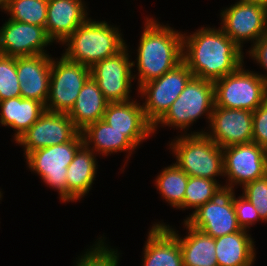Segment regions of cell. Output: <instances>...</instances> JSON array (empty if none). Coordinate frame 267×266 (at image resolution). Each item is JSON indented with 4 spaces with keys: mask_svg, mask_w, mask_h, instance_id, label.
I'll return each instance as SVG.
<instances>
[{
    "mask_svg": "<svg viewBox=\"0 0 267 266\" xmlns=\"http://www.w3.org/2000/svg\"><path fill=\"white\" fill-rule=\"evenodd\" d=\"M11 0H0V9L5 10Z\"/></svg>",
    "mask_w": 267,
    "mask_h": 266,
    "instance_id": "obj_37",
    "label": "cell"
},
{
    "mask_svg": "<svg viewBox=\"0 0 267 266\" xmlns=\"http://www.w3.org/2000/svg\"><path fill=\"white\" fill-rule=\"evenodd\" d=\"M51 54L16 58V70L22 98L43 103L49 96Z\"/></svg>",
    "mask_w": 267,
    "mask_h": 266,
    "instance_id": "obj_18",
    "label": "cell"
},
{
    "mask_svg": "<svg viewBox=\"0 0 267 266\" xmlns=\"http://www.w3.org/2000/svg\"><path fill=\"white\" fill-rule=\"evenodd\" d=\"M147 236L142 266H183L179 241L163 224H153Z\"/></svg>",
    "mask_w": 267,
    "mask_h": 266,
    "instance_id": "obj_20",
    "label": "cell"
},
{
    "mask_svg": "<svg viewBox=\"0 0 267 266\" xmlns=\"http://www.w3.org/2000/svg\"><path fill=\"white\" fill-rule=\"evenodd\" d=\"M108 103L97 82L90 77L80 90L73 108L67 114L75 128L81 132L90 124L103 118Z\"/></svg>",
    "mask_w": 267,
    "mask_h": 266,
    "instance_id": "obj_26",
    "label": "cell"
},
{
    "mask_svg": "<svg viewBox=\"0 0 267 266\" xmlns=\"http://www.w3.org/2000/svg\"><path fill=\"white\" fill-rule=\"evenodd\" d=\"M220 18V28L241 49L248 41L254 45L267 31V8L259 4L237 0L221 10Z\"/></svg>",
    "mask_w": 267,
    "mask_h": 266,
    "instance_id": "obj_11",
    "label": "cell"
},
{
    "mask_svg": "<svg viewBox=\"0 0 267 266\" xmlns=\"http://www.w3.org/2000/svg\"><path fill=\"white\" fill-rule=\"evenodd\" d=\"M96 244L90 246L83 255L79 256L75 266H118L119 254L117 249L108 247L105 237L98 238ZM104 239V240H103Z\"/></svg>",
    "mask_w": 267,
    "mask_h": 266,
    "instance_id": "obj_30",
    "label": "cell"
},
{
    "mask_svg": "<svg viewBox=\"0 0 267 266\" xmlns=\"http://www.w3.org/2000/svg\"><path fill=\"white\" fill-rule=\"evenodd\" d=\"M234 190L232 191V202L235 208L238 224L243 230L250 229L258 221H262L258 215L255 206L243 195L235 197ZM249 228V229H248Z\"/></svg>",
    "mask_w": 267,
    "mask_h": 266,
    "instance_id": "obj_33",
    "label": "cell"
},
{
    "mask_svg": "<svg viewBox=\"0 0 267 266\" xmlns=\"http://www.w3.org/2000/svg\"><path fill=\"white\" fill-rule=\"evenodd\" d=\"M83 145L79 132L69 142L37 149L25 157L27 167L38 174L46 186L57 190L63 203L67 202V167Z\"/></svg>",
    "mask_w": 267,
    "mask_h": 266,
    "instance_id": "obj_6",
    "label": "cell"
},
{
    "mask_svg": "<svg viewBox=\"0 0 267 266\" xmlns=\"http://www.w3.org/2000/svg\"><path fill=\"white\" fill-rule=\"evenodd\" d=\"M253 112L214 106L205 134L219 147L251 143L253 139Z\"/></svg>",
    "mask_w": 267,
    "mask_h": 266,
    "instance_id": "obj_15",
    "label": "cell"
},
{
    "mask_svg": "<svg viewBox=\"0 0 267 266\" xmlns=\"http://www.w3.org/2000/svg\"><path fill=\"white\" fill-rule=\"evenodd\" d=\"M83 0H48L45 30L56 43L64 42L89 17Z\"/></svg>",
    "mask_w": 267,
    "mask_h": 266,
    "instance_id": "obj_19",
    "label": "cell"
},
{
    "mask_svg": "<svg viewBox=\"0 0 267 266\" xmlns=\"http://www.w3.org/2000/svg\"><path fill=\"white\" fill-rule=\"evenodd\" d=\"M53 41L44 27L7 19L0 27V54L29 57L49 54L44 49Z\"/></svg>",
    "mask_w": 267,
    "mask_h": 266,
    "instance_id": "obj_16",
    "label": "cell"
},
{
    "mask_svg": "<svg viewBox=\"0 0 267 266\" xmlns=\"http://www.w3.org/2000/svg\"><path fill=\"white\" fill-rule=\"evenodd\" d=\"M52 58L49 96L46 111L68 113L79 95L80 90L91 77L90 68L67 59ZM57 60V61H56Z\"/></svg>",
    "mask_w": 267,
    "mask_h": 266,
    "instance_id": "obj_8",
    "label": "cell"
},
{
    "mask_svg": "<svg viewBox=\"0 0 267 266\" xmlns=\"http://www.w3.org/2000/svg\"><path fill=\"white\" fill-rule=\"evenodd\" d=\"M222 150L224 177H227L224 189L233 191L234 186L243 187L267 174L265 149L257 143L234 145Z\"/></svg>",
    "mask_w": 267,
    "mask_h": 266,
    "instance_id": "obj_10",
    "label": "cell"
},
{
    "mask_svg": "<svg viewBox=\"0 0 267 266\" xmlns=\"http://www.w3.org/2000/svg\"><path fill=\"white\" fill-rule=\"evenodd\" d=\"M243 49L219 27L183 33V62L193 76L215 82L244 65Z\"/></svg>",
    "mask_w": 267,
    "mask_h": 266,
    "instance_id": "obj_1",
    "label": "cell"
},
{
    "mask_svg": "<svg viewBox=\"0 0 267 266\" xmlns=\"http://www.w3.org/2000/svg\"><path fill=\"white\" fill-rule=\"evenodd\" d=\"M0 109V124L11 127L15 131L14 141L46 111L43 103L21 96L0 101Z\"/></svg>",
    "mask_w": 267,
    "mask_h": 266,
    "instance_id": "obj_24",
    "label": "cell"
},
{
    "mask_svg": "<svg viewBox=\"0 0 267 266\" xmlns=\"http://www.w3.org/2000/svg\"><path fill=\"white\" fill-rule=\"evenodd\" d=\"M184 221L214 239L242 230L232 202V191L226 189L193 211Z\"/></svg>",
    "mask_w": 267,
    "mask_h": 266,
    "instance_id": "obj_13",
    "label": "cell"
},
{
    "mask_svg": "<svg viewBox=\"0 0 267 266\" xmlns=\"http://www.w3.org/2000/svg\"><path fill=\"white\" fill-rule=\"evenodd\" d=\"M16 58L0 54V101L20 97Z\"/></svg>",
    "mask_w": 267,
    "mask_h": 266,
    "instance_id": "obj_31",
    "label": "cell"
},
{
    "mask_svg": "<svg viewBox=\"0 0 267 266\" xmlns=\"http://www.w3.org/2000/svg\"><path fill=\"white\" fill-rule=\"evenodd\" d=\"M186 236L181 237L172 226L163 224L179 241L183 266H218L215 252V239L203 232L192 228L185 221Z\"/></svg>",
    "mask_w": 267,
    "mask_h": 266,
    "instance_id": "obj_21",
    "label": "cell"
},
{
    "mask_svg": "<svg viewBox=\"0 0 267 266\" xmlns=\"http://www.w3.org/2000/svg\"><path fill=\"white\" fill-rule=\"evenodd\" d=\"M2 194H3V193H2V191L0 190V200H1L2 196H3Z\"/></svg>",
    "mask_w": 267,
    "mask_h": 266,
    "instance_id": "obj_38",
    "label": "cell"
},
{
    "mask_svg": "<svg viewBox=\"0 0 267 266\" xmlns=\"http://www.w3.org/2000/svg\"><path fill=\"white\" fill-rule=\"evenodd\" d=\"M244 3L259 4L267 8V0H239Z\"/></svg>",
    "mask_w": 267,
    "mask_h": 266,
    "instance_id": "obj_36",
    "label": "cell"
},
{
    "mask_svg": "<svg viewBox=\"0 0 267 266\" xmlns=\"http://www.w3.org/2000/svg\"><path fill=\"white\" fill-rule=\"evenodd\" d=\"M214 106V82L193 76L167 112L153 125V133L157 131L160 124L161 127L179 128L187 134L189 126L204 114L210 124Z\"/></svg>",
    "mask_w": 267,
    "mask_h": 266,
    "instance_id": "obj_5",
    "label": "cell"
},
{
    "mask_svg": "<svg viewBox=\"0 0 267 266\" xmlns=\"http://www.w3.org/2000/svg\"><path fill=\"white\" fill-rule=\"evenodd\" d=\"M242 195L257 209L262 222H267V174L242 187Z\"/></svg>",
    "mask_w": 267,
    "mask_h": 266,
    "instance_id": "obj_32",
    "label": "cell"
},
{
    "mask_svg": "<svg viewBox=\"0 0 267 266\" xmlns=\"http://www.w3.org/2000/svg\"><path fill=\"white\" fill-rule=\"evenodd\" d=\"M249 231L241 230L215 238L218 266H253L256 260L255 242Z\"/></svg>",
    "mask_w": 267,
    "mask_h": 266,
    "instance_id": "obj_25",
    "label": "cell"
},
{
    "mask_svg": "<svg viewBox=\"0 0 267 266\" xmlns=\"http://www.w3.org/2000/svg\"><path fill=\"white\" fill-rule=\"evenodd\" d=\"M264 149H265V153H266V156H267V146Z\"/></svg>",
    "mask_w": 267,
    "mask_h": 266,
    "instance_id": "obj_39",
    "label": "cell"
},
{
    "mask_svg": "<svg viewBox=\"0 0 267 266\" xmlns=\"http://www.w3.org/2000/svg\"><path fill=\"white\" fill-rule=\"evenodd\" d=\"M113 26L89 17L61 43L67 46L63 55L91 68L95 63L118 54L128 45L119 27Z\"/></svg>",
    "mask_w": 267,
    "mask_h": 266,
    "instance_id": "obj_3",
    "label": "cell"
},
{
    "mask_svg": "<svg viewBox=\"0 0 267 266\" xmlns=\"http://www.w3.org/2000/svg\"><path fill=\"white\" fill-rule=\"evenodd\" d=\"M247 53L252 60L256 61L259 66L263 67L267 71V31L264 35L254 44ZM258 75L264 80L267 84V74Z\"/></svg>",
    "mask_w": 267,
    "mask_h": 266,
    "instance_id": "obj_35",
    "label": "cell"
},
{
    "mask_svg": "<svg viewBox=\"0 0 267 266\" xmlns=\"http://www.w3.org/2000/svg\"><path fill=\"white\" fill-rule=\"evenodd\" d=\"M169 146L176 163L188 176L216 180L224 176L223 150L203 131L177 136Z\"/></svg>",
    "mask_w": 267,
    "mask_h": 266,
    "instance_id": "obj_4",
    "label": "cell"
},
{
    "mask_svg": "<svg viewBox=\"0 0 267 266\" xmlns=\"http://www.w3.org/2000/svg\"><path fill=\"white\" fill-rule=\"evenodd\" d=\"M81 134L84 145L97 155L108 156L113 152H127L129 155L126 158L129 159L137 148L124 132L117 131L102 119L87 126Z\"/></svg>",
    "mask_w": 267,
    "mask_h": 266,
    "instance_id": "obj_22",
    "label": "cell"
},
{
    "mask_svg": "<svg viewBox=\"0 0 267 266\" xmlns=\"http://www.w3.org/2000/svg\"><path fill=\"white\" fill-rule=\"evenodd\" d=\"M139 101L108 103L102 120L124 134L138 147L153 133ZM142 142V143H141Z\"/></svg>",
    "mask_w": 267,
    "mask_h": 266,
    "instance_id": "obj_17",
    "label": "cell"
},
{
    "mask_svg": "<svg viewBox=\"0 0 267 266\" xmlns=\"http://www.w3.org/2000/svg\"><path fill=\"white\" fill-rule=\"evenodd\" d=\"M182 33L168 24L161 25L153 16L146 17L137 49V63L132 61V67L137 66L138 71L133 74L134 80L135 76L138 79L137 88L160 78L183 61Z\"/></svg>",
    "mask_w": 267,
    "mask_h": 266,
    "instance_id": "obj_2",
    "label": "cell"
},
{
    "mask_svg": "<svg viewBox=\"0 0 267 266\" xmlns=\"http://www.w3.org/2000/svg\"><path fill=\"white\" fill-rule=\"evenodd\" d=\"M78 133L67 113L45 111L15 143L23 146L26 157L37 149L69 142Z\"/></svg>",
    "mask_w": 267,
    "mask_h": 266,
    "instance_id": "obj_14",
    "label": "cell"
},
{
    "mask_svg": "<svg viewBox=\"0 0 267 266\" xmlns=\"http://www.w3.org/2000/svg\"><path fill=\"white\" fill-rule=\"evenodd\" d=\"M96 154L83 145L67 167V203L89 193L98 169Z\"/></svg>",
    "mask_w": 267,
    "mask_h": 266,
    "instance_id": "obj_23",
    "label": "cell"
},
{
    "mask_svg": "<svg viewBox=\"0 0 267 266\" xmlns=\"http://www.w3.org/2000/svg\"><path fill=\"white\" fill-rule=\"evenodd\" d=\"M128 51L126 46L118 54L97 62L90 68L91 77L109 103L133 100L130 97L131 82L134 80L133 67Z\"/></svg>",
    "mask_w": 267,
    "mask_h": 266,
    "instance_id": "obj_12",
    "label": "cell"
},
{
    "mask_svg": "<svg viewBox=\"0 0 267 266\" xmlns=\"http://www.w3.org/2000/svg\"><path fill=\"white\" fill-rule=\"evenodd\" d=\"M48 0H11L4 10L9 19L36 26H46Z\"/></svg>",
    "mask_w": 267,
    "mask_h": 266,
    "instance_id": "obj_29",
    "label": "cell"
},
{
    "mask_svg": "<svg viewBox=\"0 0 267 266\" xmlns=\"http://www.w3.org/2000/svg\"><path fill=\"white\" fill-rule=\"evenodd\" d=\"M189 176L175 163L161 170L155 186L171 207L184 210V195Z\"/></svg>",
    "mask_w": 267,
    "mask_h": 266,
    "instance_id": "obj_27",
    "label": "cell"
},
{
    "mask_svg": "<svg viewBox=\"0 0 267 266\" xmlns=\"http://www.w3.org/2000/svg\"><path fill=\"white\" fill-rule=\"evenodd\" d=\"M224 190V186L219 184L217 180L189 176L184 195V210L191 208L196 211Z\"/></svg>",
    "mask_w": 267,
    "mask_h": 266,
    "instance_id": "obj_28",
    "label": "cell"
},
{
    "mask_svg": "<svg viewBox=\"0 0 267 266\" xmlns=\"http://www.w3.org/2000/svg\"><path fill=\"white\" fill-rule=\"evenodd\" d=\"M253 139L259 146H267V101L253 111Z\"/></svg>",
    "mask_w": 267,
    "mask_h": 266,
    "instance_id": "obj_34",
    "label": "cell"
},
{
    "mask_svg": "<svg viewBox=\"0 0 267 266\" xmlns=\"http://www.w3.org/2000/svg\"><path fill=\"white\" fill-rule=\"evenodd\" d=\"M244 65L214 82L215 106L255 111L267 101V84Z\"/></svg>",
    "mask_w": 267,
    "mask_h": 266,
    "instance_id": "obj_7",
    "label": "cell"
},
{
    "mask_svg": "<svg viewBox=\"0 0 267 266\" xmlns=\"http://www.w3.org/2000/svg\"><path fill=\"white\" fill-rule=\"evenodd\" d=\"M193 77L182 61L160 78L141 85L137 90L145 102L142 104L146 119L154 125L169 109Z\"/></svg>",
    "mask_w": 267,
    "mask_h": 266,
    "instance_id": "obj_9",
    "label": "cell"
}]
</instances>
